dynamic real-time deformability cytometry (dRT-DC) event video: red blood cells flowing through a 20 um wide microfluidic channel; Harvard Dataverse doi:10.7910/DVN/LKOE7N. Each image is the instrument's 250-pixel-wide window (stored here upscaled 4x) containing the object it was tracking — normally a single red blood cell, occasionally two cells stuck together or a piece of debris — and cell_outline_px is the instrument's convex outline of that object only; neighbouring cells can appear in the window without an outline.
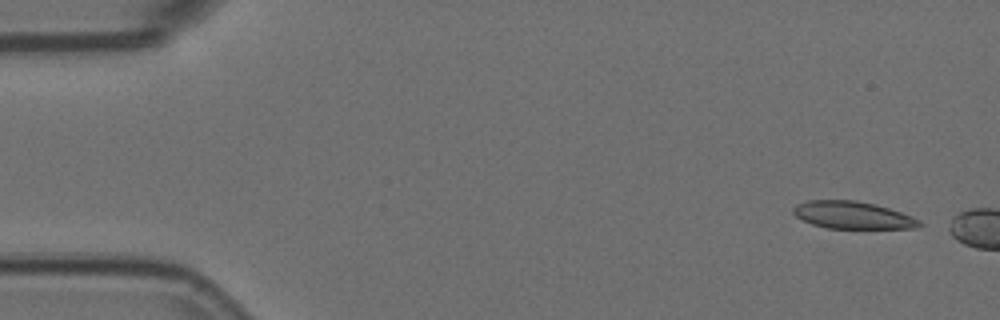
{"species": "Egyptian fruit bat (a non-hibernating species)", "species_latin": "Rousettus aegyptiacus", "temperature_condition": "room temperature", "stored_images_in_passage": 2, "camera_frame_rate_fps": 3000, "um_per_image_px": 0.085, "animal": {"sex": "female"}, "frame": {"image": 1, "passage_image": 1, "time_ms": 0.0, "image_size_px": [1000, 320], "cell_outline_px": [[924, 224], [916, 228], [828, 228], [812, 224], [796, 216], [792, 212], [792, 208], [796, 204], [808, 200], [856, 200], [876, 204], [912, 216], [920, 220]], "centroid_in_image_um": [72.48, 18.28], "position_along_channel_um": 12.5, "area_um2": 20.11}}